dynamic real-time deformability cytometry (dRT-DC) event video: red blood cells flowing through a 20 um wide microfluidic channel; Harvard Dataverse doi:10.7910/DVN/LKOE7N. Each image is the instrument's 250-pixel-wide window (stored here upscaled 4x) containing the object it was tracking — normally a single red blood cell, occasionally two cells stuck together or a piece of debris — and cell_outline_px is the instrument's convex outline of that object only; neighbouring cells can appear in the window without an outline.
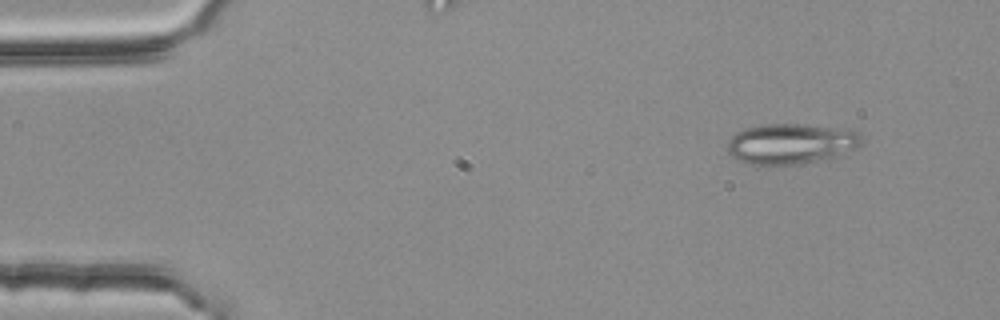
{"species": "common noctule bat (a hibernating species)", "species_latin": "Nyctalus noctula", "temperature_condition": "room temperature", "stored_images_in_passage": 4, "camera_frame_rate_fps": 3000, "um_per_image_px": 0.085, "animal": {"sex": "female", "body_mass_g": 25.1}, "frame": {"image": 1, "passage_image": 1, "time_ms": 0.0, "image_size_px": [1000, 320], "cell_outline_px": [[860, 144], [856, 148], [832, 160], [768, 168], [748, 164], [732, 156], [728, 152], [728, 140], [736, 132], [744, 128], [764, 124], [804, 124], [852, 128], [860, 132]], "centroid_in_image_um": [67.27, 12.25], "position_along_channel_um": 17.7, "area_um2": 33.06}}